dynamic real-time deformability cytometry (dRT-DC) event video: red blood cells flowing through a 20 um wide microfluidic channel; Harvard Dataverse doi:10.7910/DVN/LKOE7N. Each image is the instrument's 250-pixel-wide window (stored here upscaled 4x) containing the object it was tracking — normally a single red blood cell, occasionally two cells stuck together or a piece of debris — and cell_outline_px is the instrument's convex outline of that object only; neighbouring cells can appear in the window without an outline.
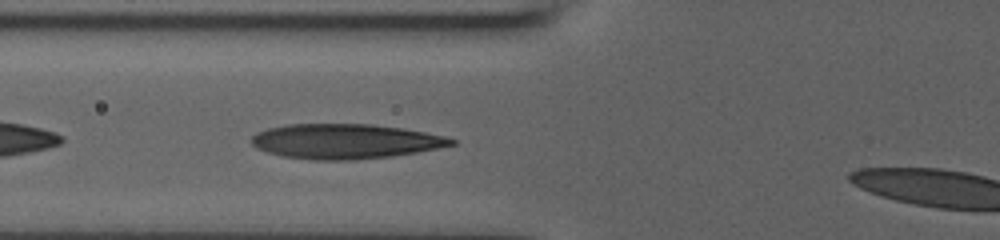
{"species": "human", "species_latin": "Homo sapiens", "temperature_condition": "room temperature", "stored_images_in_passage": 5, "camera_frame_rate_fps": 3000, "um_per_image_px": 0.085, "donor": {"sex": "male"}, "frame": {"image": 1, "passage_image": 4, "time_ms": 1.0, "image_size_px": [1000, 240], "cell_outline_px": [[456, 144], [416, 152], [392, 156], [352, 160], [316, 160], [284, 156], [268, 152], [256, 148], [248, 140], [256, 132], [268, 128], [288, 124], [372, 124], [400, 128], [424, 132], [444, 136], [456, 140]], "centroid_in_image_um": [29.29, 12.01], "position_along_channel_um": 96.5, "area_um2": 40.46}}